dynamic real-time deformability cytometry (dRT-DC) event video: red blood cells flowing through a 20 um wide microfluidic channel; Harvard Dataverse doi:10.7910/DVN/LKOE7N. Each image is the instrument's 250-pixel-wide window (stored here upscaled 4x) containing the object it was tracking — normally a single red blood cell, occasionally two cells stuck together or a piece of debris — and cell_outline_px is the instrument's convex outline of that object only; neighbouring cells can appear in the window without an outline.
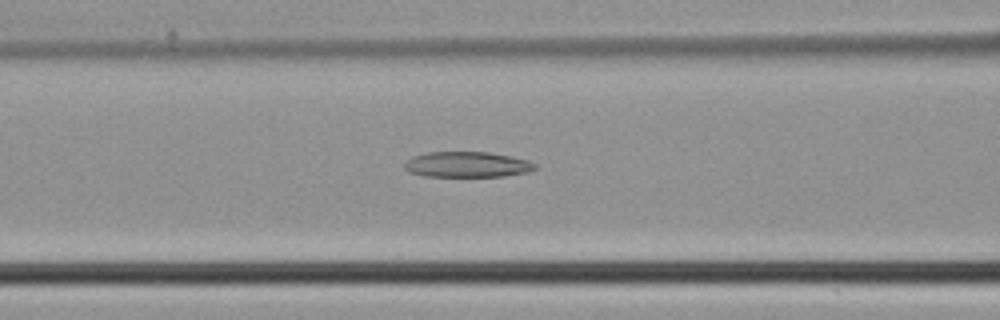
{"species": "common noctule bat (a hibernating species)", "species_latin": "Nyctalus noctula", "temperature_condition": "cold", "stored_images_in_passage": 46, "camera_frame_rate_fps": 3000, "um_per_image_px": 0.085, "animal": {"sex": "male", "body_mass_g": 21.5, "forearm_length_mm": 52.0}, "frame": {"image": 1, "passage_image": 19, "time_ms": 6.0, "image_size_px": [1000, 320], "cell_outline_px": [[536, 168], [528, 172], [504, 176], [424, 176], [408, 172], [404, 168], [404, 164], [412, 156], [428, 152], [488, 152], [512, 156], [528, 160], [536, 164]], "centroid_in_image_um": [39.7, 13.98], "position_along_channel_um": 126.9, "area_um2": 19.48}}
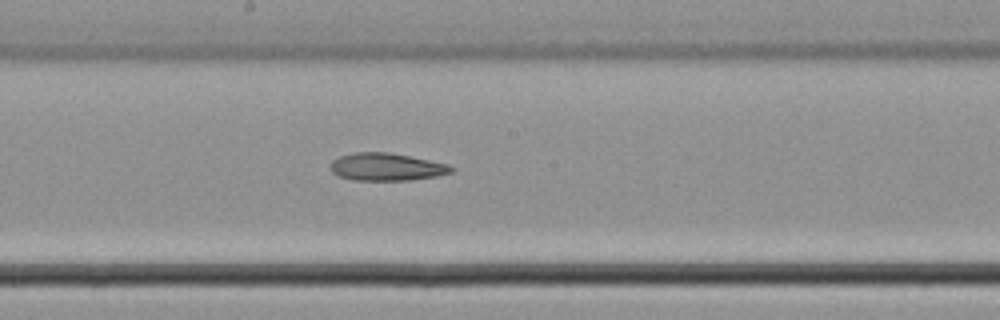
{"frame": {"image": 2, "passage_image": 25, "time_ms": 8.0, "image_size_px": [1000, 320], "cell_outline_px": [[456, 168], [452, 172], [436, 176], [412, 180], [352, 180], [340, 176], [332, 172], [332, 160], [340, 156], [356, 152], [388, 152], [448, 164]], "centroid_in_image_um": [32.87, 14.19], "position_along_channel_um": 215.3, "area_um2": 19.25}}
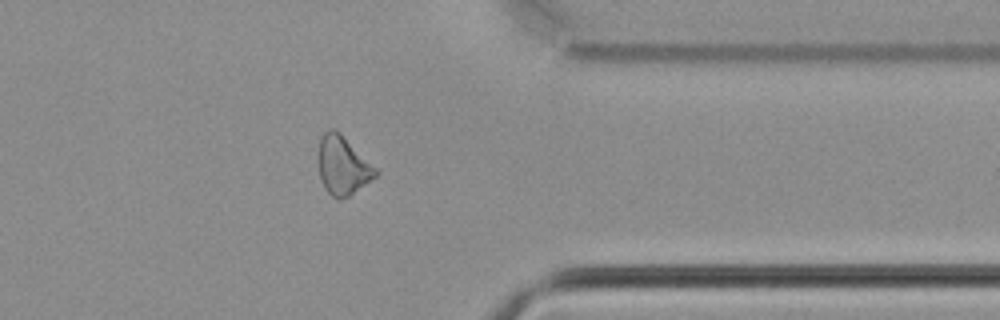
{"frame": {"image": 3, "passage_image": 37, "time_ms": 12.0, "image_size_px": [1000, 320], "cell_outline_px": [[380, 172], [376, 176], [348, 196], [340, 200], [336, 200], [324, 188], [320, 180], [316, 160], [320, 136], [328, 128], [336, 128]], "centroid_in_image_um": [29.07, 14.04], "position_along_channel_um": 382.3, "area_um2": 19.94}}